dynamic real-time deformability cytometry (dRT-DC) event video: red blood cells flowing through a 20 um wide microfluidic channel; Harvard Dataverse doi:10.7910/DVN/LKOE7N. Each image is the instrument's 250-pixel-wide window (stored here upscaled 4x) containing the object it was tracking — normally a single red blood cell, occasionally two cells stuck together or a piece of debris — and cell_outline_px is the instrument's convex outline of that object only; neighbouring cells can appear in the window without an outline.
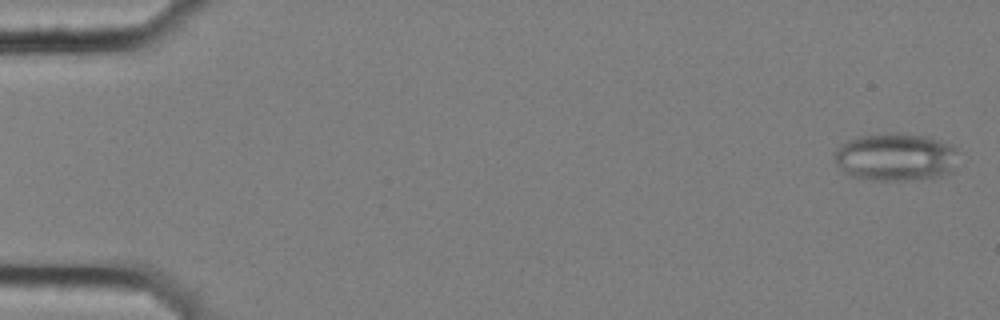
{"species": "common noctule bat (a hibernating species)", "species_latin": "Nyctalus noctula", "temperature_condition": "cold", "stored_images_in_passage": 58, "camera_frame_rate_fps": 3000, "um_per_image_px": 0.085, "animal": {"sex": "female", "body_mass_g": 25.1}, "frame": {"image": 1, "passage_image": 2, "time_ms": 0.333, "image_size_px": [1000, 320], "cell_outline_px": [[960, 152], [956, 168], [940, 176], [900, 180], [872, 180], [848, 176], [832, 160], [832, 156], [836, 148], [840, 144], [848, 140], [860, 136], [892, 132], [896, 132], [928, 136], [952, 144]], "centroid_in_image_um": [76.12, 13.33], "position_along_channel_um": 8.9, "area_um2": 35.26}}
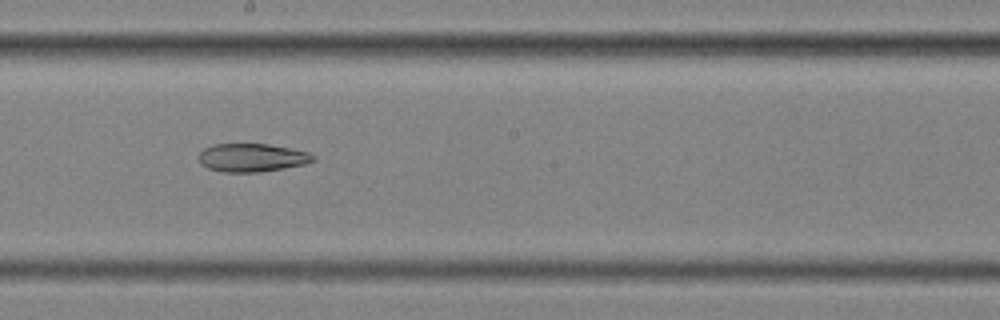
{"frame": {"image": 2, "passage_image": 33, "time_ms": 10.667, "image_size_px": [1000, 320], "cell_outline_px": [[316, 160], [304, 164], [284, 168], [260, 172], [224, 172], [208, 168], [200, 164], [200, 152], [204, 148], [212, 144], [268, 144], [308, 152], [316, 156]], "centroid_in_image_um": [21.42, 13.4], "position_along_channel_um": 226.8, "area_um2": 18.79}}
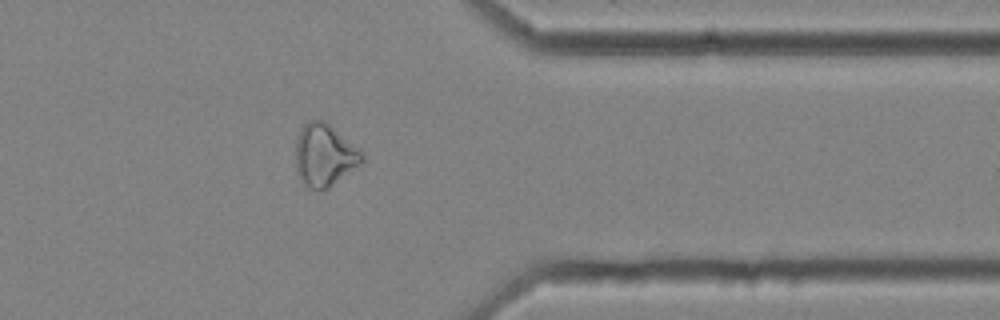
{"frame": {"image": 3, "passage_image": 47, "time_ms": 15.333, "image_size_px": [1000, 320], "cell_outline_px": [[364, 160], [360, 164], [324, 192], [320, 192], [308, 188], [300, 180], [296, 172], [296, 140], [300, 128], [308, 120], [324, 120], [332, 124], [360, 148], [364, 152]], "centroid_in_image_um": [27.59, 13.19], "position_along_channel_um": 383.8, "area_um2": 24.91}}